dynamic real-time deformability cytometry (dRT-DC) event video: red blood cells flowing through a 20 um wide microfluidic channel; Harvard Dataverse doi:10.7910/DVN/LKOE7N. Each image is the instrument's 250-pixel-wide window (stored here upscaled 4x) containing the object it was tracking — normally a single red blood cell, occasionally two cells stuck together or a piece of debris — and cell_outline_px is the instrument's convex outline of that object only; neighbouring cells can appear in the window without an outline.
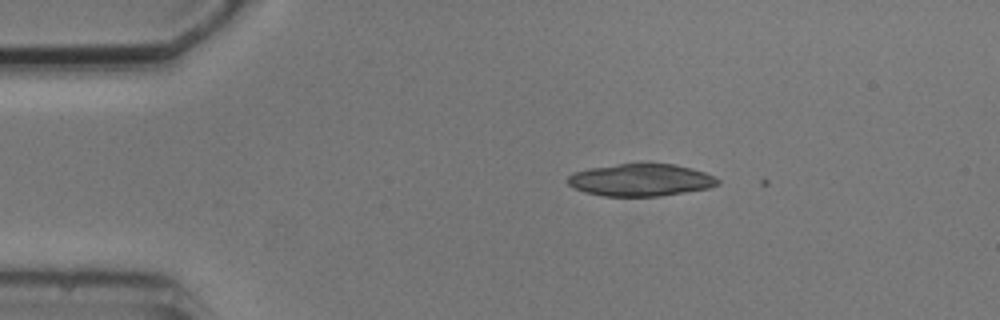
{"species": "common noctule bat (a hibernating species)", "species_latin": "Nyctalus noctula", "temperature_condition": "cold", "stored_images_in_passage": 2, "camera_frame_rate_fps": 3000, "um_per_image_px": 0.085, "animal": {"sex": "male", "body_mass_g": 20.5, "forearm_length_mm": 52.5}, "frame": {"image": 1, "passage_image": 1, "time_ms": 0.0, "image_size_px": [1000, 320], "cell_outline_px": [[720, 184], [708, 188], [660, 196], [604, 196], [584, 192], [568, 184], [564, 180], [572, 172], [588, 168], [640, 160], [676, 164], [692, 168], [704, 172], [720, 180]], "centroid_in_image_um": [54.43, 15.25], "position_along_channel_um": 30.6, "area_um2": 29.19}}